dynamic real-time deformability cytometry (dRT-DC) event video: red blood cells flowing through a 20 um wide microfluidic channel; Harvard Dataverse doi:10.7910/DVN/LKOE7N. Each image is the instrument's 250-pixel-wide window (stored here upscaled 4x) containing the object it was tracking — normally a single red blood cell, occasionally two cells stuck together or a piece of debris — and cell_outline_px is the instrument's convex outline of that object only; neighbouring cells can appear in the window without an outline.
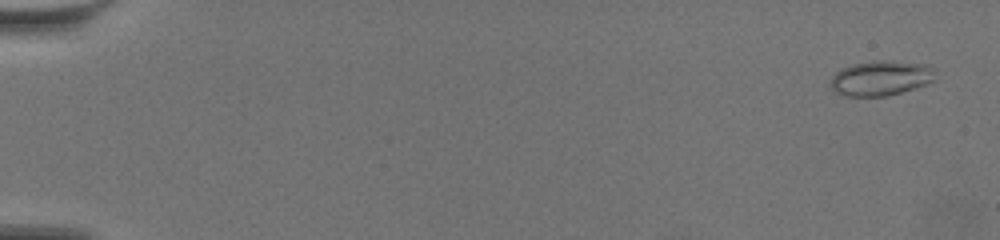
{"species": "common noctule bat (a hibernating species)", "species_latin": "Nyctalus noctula", "temperature_condition": "warm", "stored_images_in_passage": 57, "camera_frame_rate_fps": 3000, "um_per_image_px": 0.085, "animal": {"sex": "female", "body_mass_g": 19.5, "forearm_length_mm": 54.1}, "frame": {"image": 1, "passage_image": 3, "time_ms": 0.667, "image_size_px": [1000, 240], "cell_outline_px": [[936, 80], [928, 84], [888, 96], [844, 96], [836, 92], [832, 88], [832, 76], [836, 72], [852, 64], [872, 60], [892, 60], [928, 64], [936, 72]], "centroid_in_image_um": [74.94, 6.63], "position_along_channel_um": 10.1, "area_um2": 21.62}}
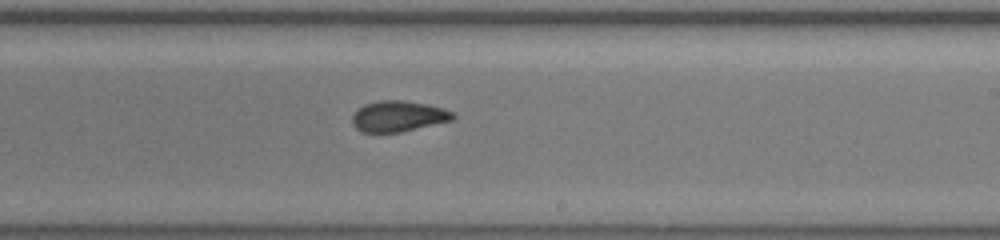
{"frame": {"image": 2, "passage_image": 36, "time_ms": 11.667, "image_size_px": [1000, 240], "cell_outline_px": [[456, 116], [452, 120], [400, 132], [364, 132], [356, 128], [352, 124], [352, 116], [364, 104], [380, 100], [404, 100], [444, 108], [452, 112]], "centroid_in_image_um": [33.85, 9.88], "position_along_channel_um": 255.2, "area_um2": 17.86}}
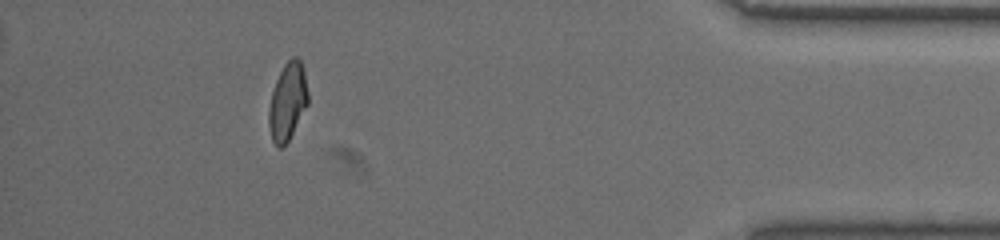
{"frame": {"image": 3, "passage_image": 52, "time_ms": 17.0, "image_size_px": [1000, 240], "cell_outline_px": [[308, 104], [288, 140], [280, 148], [272, 140], [268, 124], [268, 112], [272, 92], [276, 80], [284, 64], [292, 56], [296, 56], [300, 60], [304, 72], [308, 92]], "centroid_in_image_um": [24.44, 8.6], "position_along_channel_um": 410.8, "area_um2": 17.46}, "authors_computed_cell_mechanics": {"area_um2": 18.1492, "velocity_mm_per_s": 3.5543, "shape_relaxation_time_tau1_ms": 5.6372, "shape_relaxation_time_tau2_ms": 1.5013, "deformation_change_tau1": 0.1909, "deformation_change_tau2": 0.0686}}